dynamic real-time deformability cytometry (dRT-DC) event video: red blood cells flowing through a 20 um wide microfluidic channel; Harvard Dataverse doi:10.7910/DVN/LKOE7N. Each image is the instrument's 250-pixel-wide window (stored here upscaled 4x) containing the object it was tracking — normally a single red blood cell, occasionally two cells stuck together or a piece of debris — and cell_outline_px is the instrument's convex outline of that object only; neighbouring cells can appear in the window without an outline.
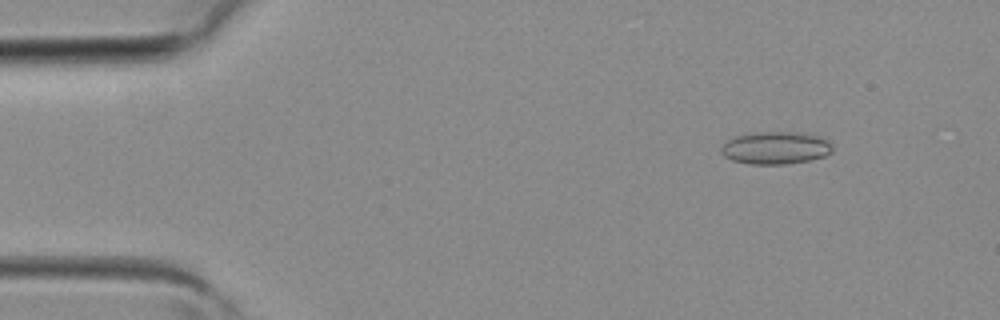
{"species": "common noctule bat (a hibernating species)", "species_latin": "Nyctalus noctula", "temperature_condition": "room temperature", "stored_images_in_passage": 4, "camera_frame_rate_fps": 3000, "um_per_image_px": 0.085, "animal": {"sex": "female", "body_mass_g": 19.3, "forearm_length_mm": 54.1}, "frame": {"image": 1, "passage_image": 2, "time_ms": 0.333, "image_size_px": [1000, 320], "cell_outline_px": [[832, 152], [824, 156], [812, 160], [784, 164], [748, 164], [732, 160], [724, 156], [720, 152], [720, 148], [724, 140], [736, 136], [752, 132], [800, 132], [820, 136], [828, 140], [832, 144]], "centroid_in_image_um": [65.9, 12.56], "position_along_channel_um": 19.1, "area_um2": 21.5}}
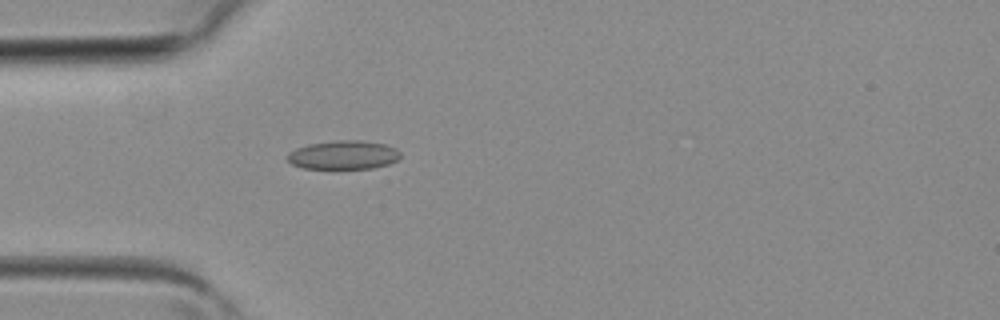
{"frame": {"image": 2, "passage_image": 4, "time_ms": 1.0, "image_size_px": [1000, 320], "cell_outline_px": [[400, 156], [396, 160], [388, 164], [372, 168], [304, 168], [292, 164], [288, 160], [288, 152], [296, 148], [308, 144], [336, 140], [360, 140], [384, 144], [396, 148], [400, 152]], "centroid_in_image_um": [29.19, 13.16], "position_along_channel_um": 55.8, "area_um2": 18.79}}